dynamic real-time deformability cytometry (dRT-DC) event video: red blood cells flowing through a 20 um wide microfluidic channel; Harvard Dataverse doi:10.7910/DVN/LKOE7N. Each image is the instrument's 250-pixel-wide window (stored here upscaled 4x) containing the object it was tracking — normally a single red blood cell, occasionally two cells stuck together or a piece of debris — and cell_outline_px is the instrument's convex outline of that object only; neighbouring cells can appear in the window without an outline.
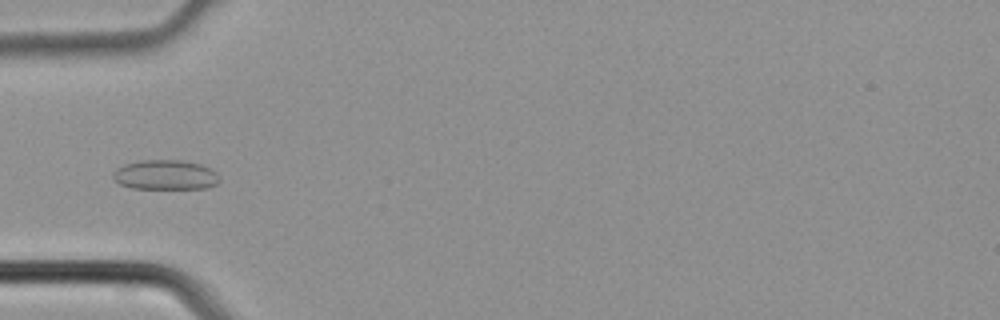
{"species": "common noctule bat (a hibernating species)", "species_latin": "Nyctalus noctula", "temperature_condition": "cold", "stored_images_in_passage": 5, "camera_frame_rate_fps": 3000, "um_per_image_px": 0.085, "animal": {"sex": "male", "body_mass_g": 21.5, "forearm_length_mm": 52.0}, "frame": {"image": 1, "passage_image": 5, "time_ms": 1.333, "image_size_px": [1000, 320], "cell_outline_px": [[220, 180], [216, 184], [208, 188], [132, 188], [120, 184], [112, 180], [112, 172], [116, 168], [124, 164], [140, 160], [180, 160], [200, 164], [212, 168], [220, 176]], "centroid_in_image_um": [14.05, 14.86], "position_along_channel_um": 71.0, "area_um2": 18.67}}